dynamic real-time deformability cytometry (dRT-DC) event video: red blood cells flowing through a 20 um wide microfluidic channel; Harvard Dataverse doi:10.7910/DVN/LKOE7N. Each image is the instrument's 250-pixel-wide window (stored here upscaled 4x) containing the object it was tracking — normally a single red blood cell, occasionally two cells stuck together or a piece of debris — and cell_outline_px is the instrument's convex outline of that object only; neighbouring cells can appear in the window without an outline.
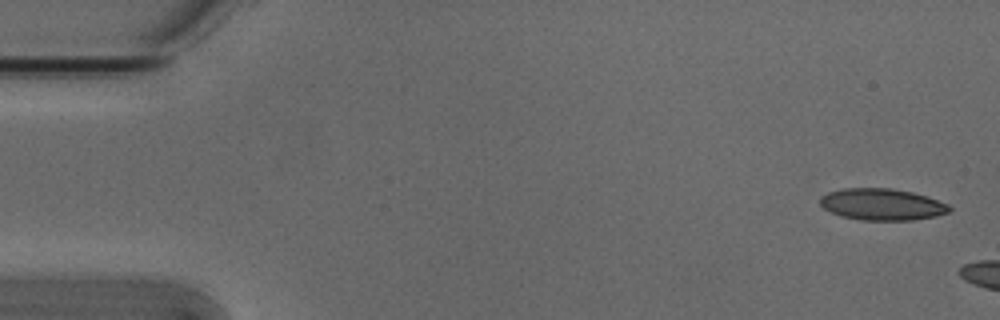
{"species": "Egyptian fruit bat (a non-hibernating species)", "species_latin": "Rousettus aegyptiacus", "temperature_condition": "cold", "stored_images_in_passage": 3, "camera_frame_rate_fps": 3000, "um_per_image_px": 0.085, "animal": {"sex": "male"}, "frame": {"image": 1, "passage_image": 1, "time_ms": 0.0, "image_size_px": [1000, 320], "cell_outline_px": [[952, 208], [948, 212], [936, 216], [912, 220], [860, 220], [840, 216], [824, 208], [820, 204], [820, 196], [828, 192], [844, 188], [892, 188], [912, 192], [948, 204]], "centroid_in_image_um": [74.94, 17.37], "position_along_channel_um": 10.1, "area_um2": 23.76}}